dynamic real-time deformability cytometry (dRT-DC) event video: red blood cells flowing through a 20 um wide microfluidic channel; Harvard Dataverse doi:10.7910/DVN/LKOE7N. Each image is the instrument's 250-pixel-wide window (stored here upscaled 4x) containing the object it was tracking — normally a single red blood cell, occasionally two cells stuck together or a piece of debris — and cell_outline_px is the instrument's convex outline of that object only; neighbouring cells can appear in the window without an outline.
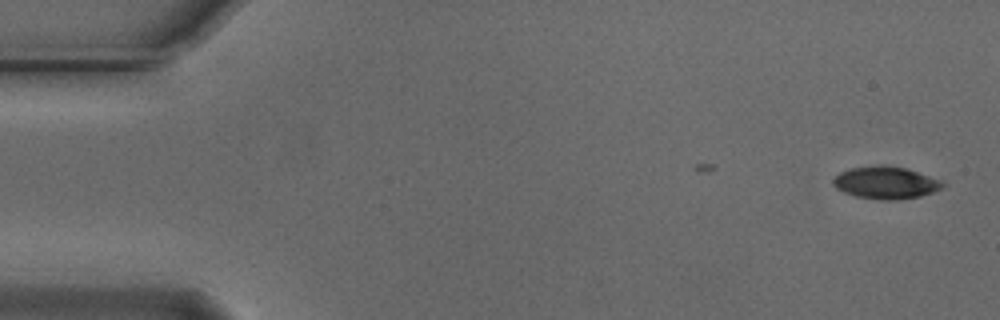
{"species": "Egyptian fruit bat (a non-hibernating species)", "species_latin": "Rousettus aegyptiacus", "temperature_condition": "cold", "stored_images_in_passage": 9, "camera_frame_rate_fps": 3000, "um_per_image_px": 0.085, "animal": {"sex": "male"}, "frame": {"image": 1, "passage_image": 1, "time_ms": 0.0, "image_size_px": [1000, 320], "cell_outline_px": [[948, 184], [944, 188], [920, 196], [900, 200], [880, 200], [856, 196], [844, 192], [836, 188], [832, 184], [832, 180], [840, 172], [852, 168], [904, 168], [944, 180]], "centroid_in_image_um": [75.36, 15.58], "position_along_channel_um": 9.6, "area_um2": 20.11}}